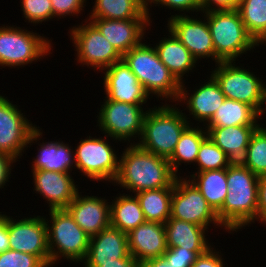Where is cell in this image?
I'll list each match as a JSON object with an SVG mask.
<instances>
[{
    "label": "cell",
    "mask_w": 266,
    "mask_h": 267,
    "mask_svg": "<svg viewBox=\"0 0 266 267\" xmlns=\"http://www.w3.org/2000/svg\"><path fill=\"white\" fill-rule=\"evenodd\" d=\"M154 4H161L162 6H166L168 8H172L174 11H201V2L200 0H155Z\"/></svg>",
    "instance_id": "obj_40"
},
{
    "label": "cell",
    "mask_w": 266,
    "mask_h": 267,
    "mask_svg": "<svg viewBox=\"0 0 266 267\" xmlns=\"http://www.w3.org/2000/svg\"><path fill=\"white\" fill-rule=\"evenodd\" d=\"M16 162L14 158L4 153H0V188L9 181L12 164Z\"/></svg>",
    "instance_id": "obj_44"
},
{
    "label": "cell",
    "mask_w": 266,
    "mask_h": 267,
    "mask_svg": "<svg viewBox=\"0 0 266 267\" xmlns=\"http://www.w3.org/2000/svg\"><path fill=\"white\" fill-rule=\"evenodd\" d=\"M189 180L200 191L212 209L217 212L228 192L227 169L195 172ZM197 177V178H196Z\"/></svg>",
    "instance_id": "obj_27"
},
{
    "label": "cell",
    "mask_w": 266,
    "mask_h": 267,
    "mask_svg": "<svg viewBox=\"0 0 266 267\" xmlns=\"http://www.w3.org/2000/svg\"><path fill=\"white\" fill-rule=\"evenodd\" d=\"M52 4L53 10V18L59 16L65 17L66 15L73 16L72 14L76 15L81 12L84 8V2L86 0H50Z\"/></svg>",
    "instance_id": "obj_39"
},
{
    "label": "cell",
    "mask_w": 266,
    "mask_h": 267,
    "mask_svg": "<svg viewBox=\"0 0 266 267\" xmlns=\"http://www.w3.org/2000/svg\"><path fill=\"white\" fill-rule=\"evenodd\" d=\"M186 178V179H185ZM175 179L171 199V216L208 229L210 223L224 227L217 213L187 177Z\"/></svg>",
    "instance_id": "obj_12"
},
{
    "label": "cell",
    "mask_w": 266,
    "mask_h": 267,
    "mask_svg": "<svg viewBox=\"0 0 266 267\" xmlns=\"http://www.w3.org/2000/svg\"><path fill=\"white\" fill-rule=\"evenodd\" d=\"M215 48V62L236 61L259 44L247 32L237 9L212 10L204 15Z\"/></svg>",
    "instance_id": "obj_5"
},
{
    "label": "cell",
    "mask_w": 266,
    "mask_h": 267,
    "mask_svg": "<svg viewBox=\"0 0 266 267\" xmlns=\"http://www.w3.org/2000/svg\"><path fill=\"white\" fill-rule=\"evenodd\" d=\"M167 248L183 247L189 251H207L209 246L205 237L207 228L179 220L169 218L164 224Z\"/></svg>",
    "instance_id": "obj_24"
},
{
    "label": "cell",
    "mask_w": 266,
    "mask_h": 267,
    "mask_svg": "<svg viewBox=\"0 0 266 267\" xmlns=\"http://www.w3.org/2000/svg\"><path fill=\"white\" fill-rule=\"evenodd\" d=\"M123 56L130 49L142 42L144 30L150 26V18H136L129 20L88 18ZM145 28V29H144Z\"/></svg>",
    "instance_id": "obj_17"
},
{
    "label": "cell",
    "mask_w": 266,
    "mask_h": 267,
    "mask_svg": "<svg viewBox=\"0 0 266 267\" xmlns=\"http://www.w3.org/2000/svg\"><path fill=\"white\" fill-rule=\"evenodd\" d=\"M103 70L106 99L129 104L147 102L149 95L123 59Z\"/></svg>",
    "instance_id": "obj_16"
},
{
    "label": "cell",
    "mask_w": 266,
    "mask_h": 267,
    "mask_svg": "<svg viewBox=\"0 0 266 267\" xmlns=\"http://www.w3.org/2000/svg\"><path fill=\"white\" fill-rule=\"evenodd\" d=\"M101 105L98 125L106 137L121 141H129L134 137H141L143 131L144 112L143 104H129L105 99ZM107 134V135H106Z\"/></svg>",
    "instance_id": "obj_11"
},
{
    "label": "cell",
    "mask_w": 266,
    "mask_h": 267,
    "mask_svg": "<svg viewBox=\"0 0 266 267\" xmlns=\"http://www.w3.org/2000/svg\"><path fill=\"white\" fill-rule=\"evenodd\" d=\"M35 191L47 199L49 210L66 209L78 193L70 173L32 171Z\"/></svg>",
    "instance_id": "obj_19"
},
{
    "label": "cell",
    "mask_w": 266,
    "mask_h": 267,
    "mask_svg": "<svg viewBox=\"0 0 266 267\" xmlns=\"http://www.w3.org/2000/svg\"><path fill=\"white\" fill-rule=\"evenodd\" d=\"M205 21V18L202 21L185 14H176L170 17L167 27L196 60L210 57L215 60V48Z\"/></svg>",
    "instance_id": "obj_15"
},
{
    "label": "cell",
    "mask_w": 266,
    "mask_h": 267,
    "mask_svg": "<svg viewBox=\"0 0 266 267\" xmlns=\"http://www.w3.org/2000/svg\"><path fill=\"white\" fill-rule=\"evenodd\" d=\"M184 83H181L180 95L177 101H186L189 113L196 121L207 124L217 109L226 99L216 80L210 76L208 82L200 86L191 96L187 93ZM188 94V95H187Z\"/></svg>",
    "instance_id": "obj_22"
},
{
    "label": "cell",
    "mask_w": 266,
    "mask_h": 267,
    "mask_svg": "<svg viewBox=\"0 0 266 267\" xmlns=\"http://www.w3.org/2000/svg\"><path fill=\"white\" fill-rule=\"evenodd\" d=\"M260 125L205 127L210 139L232 160L240 162L254 131Z\"/></svg>",
    "instance_id": "obj_23"
},
{
    "label": "cell",
    "mask_w": 266,
    "mask_h": 267,
    "mask_svg": "<svg viewBox=\"0 0 266 267\" xmlns=\"http://www.w3.org/2000/svg\"><path fill=\"white\" fill-rule=\"evenodd\" d=\"M23 15L31 23H42L53 18L50 0H20Z\"/></svg>",
    "instance_id": "obj_36"
},
{
    "label": "cell",
    "mask_w": 266,
    "mask_h": 267,
    "mask_svg": "<svg viewBox=\"0 0 266 267\" xmlns=\"http://www.w3.org/2000/svg\"><path fill=\"white\" fill-rule=\"evenodd\" d=\"M260 114L249 104L225 99L216 113L207 122V127L259 125Z\"/></svg>",
    "instance_id": "obj_28"
},
{
    "label": "cell",
    "mask_w": 266,
    "mask_h": 267,
    "mask_svg": "<svg viewBox=\"0 0 266 267\" xmlns=\"http://www.w3.org/2000/svg\"><path fill=\"white\" fill-rule=\"evenodd\" d=\"M45 219V217L37 216L15 221L12 217L7 216L9 248L33 254L47 267H51Z\"/></svg>",
    "instance_id": "obj_14"
},
{
    "label": "cell",
    "mask_w": 266,
    "mask_h": 267,
    "mask_svg": "<svg viewBox=\"0 0 266 267\" xmlns=\"http://www.w3.org/2000/svg\"><path fill=\"white\" fill-rule=\"evenodd\" d=\"M70 35L76 47L77 62L83 65H90L94 69L103 71L122 60V55L91 21L85 25L73 27Z\"/></svg>",
    "instance_id": "obj_13"
},
{
    "label": "cell",
    "mask_w": 266,
    "mask_h": 267,
    "mask_svg": "<svg viewBox=\"0 0 266 267\" xmlns=\"http://www.w3.org/2000/svg\"><path fill=\"white\" fill-rule=\"evenodd\" d=\"M236 9L254 40L261 45L266 43V0H242Z\"/></svg>",
    "instance_id": "obj_33"
},
{
    "label": "cell",
    "mask_w": 266,
    "mask_h": 267,
    "mask_svg": "<svg viewBox=\"0 0 266 267\" xmlns=\"http://www.w3.org/2000/svg\"><path fill=\"white\" fill-rule=\"evenodd\" d=\"M207 136V130L200 129L199 126L196 128L189 125L183 131L173 155L168 160L175 175L178 172L180 163H196L200 145Z\"/></svg>",
    "instance_id": "obj_32"
},
{
    "label": "cell",
    "mask_w": 266,
    "mask_h": 267,
    "mask_svg": "<svg viewBox=\"0 0 266 267\" xmlns=\"http://www.w3.org/2000/svg\"><path fill=\"white\" fill-rule=\"evenodd\" d=\"M122 59L148 95L178 100L181 83L161 62L154 47L141 43L125 53Z\"/></svg>",
    "instance_id": "obj_4"
},
{
    "label": "cell",
    "mask_w": 266,
    "mask_h": 267,
    "mask_svg": "<svg viewBox=\"0 0 266 267\" xmlns=\"http://www.w3.org/2000/svg\"><path fill=\"white\" fill-rule=\"evenodd\" d=\"M115 197L110 204V225L124 233H129L146 219L136 195H122Z\"/></svg>",
    "instance_id": "obj_29"
},
{
    "label": "cell",
    "mask_w": 266,
    "mask_h": 267,
    "mask_svg": "<svg viewBox=\"0 0 266 267\" xmlns=\"http://www.w3.org/2000/svg\"><path fill=\"white\" fill-rule=\"evenodd\" d=\"M173 188L144 190L136 193L146 221L165 224L171 216Z\"/></svg>",
    "instance_id": "obj_31"
},
{
    "label": "cell",
    "mask_w": 266,
    "mask_h": 267,
    "mask_svg": "<svg viewBox=\"0 0 266 267\" xmlns=\"http://www.w3.org/2000/svg\"><path fill=\"white\" fill-rule=\"evenodd\" d=\"M168 38L159 41L154 48L161 62L170 70L176 79L183 83V76L189 73L196 64V59L189 50L178 40V38L169 30Z\"/></svg>",
    "instance_id": "obj_25"
},
{
    "label": "cell",
    "mask_w": 266,
    "mask_h": 267,
    "mask_svg": "<svg viewBox=\"0 0 266 267\" xmlns=\"http://www.w3.org/2000/svg\"><path fill=\"white\" fill-rule=\"evenodd\" d=\"M146 267H175L172 264H168L162 257L152 258L143 262Z\"/></svg>",
    "instance_id": "obj_47"
},
{
    "label": "cell",
    "mask_w": 266,
    "mask_h": 267,
    "mask_svg": "<svg viewBox=\"0 0 266 267\" xmlns=\"http://www.w3.org/2000/svg\"><path fill=\"white\" fill-rule=\"evenodd\" d=\"M235 61H221L210 74L227 99L252 106L260 115L265 113L266 84L248 69L236 66ZM248 70V71H247ZM258 78V79H257Z\"/></svg>",
    "instance_id": "obj_7"
},
{
    "label": "cell",
    "mask_w": 266,
    "mask_h": 267,
    "mask_svg": "<svg viewBox=\"0 0 266 267\" xmlns=\"http://www.w3.org/2000/svg\"><path fill=\"white\" fill-rule=\"evenodd\" d=\"M258 180L241 162L227 168L228 192L216 212L226 231H236L257 220Z\"/></svg>",
    "instance_id": "obj_2"
},
{
    "label": "cell",
    "mask_w": 266,
    "mask_h": 267,
    "mask_svg": "<svg viewBox=\"0 0 266 267\" xmlns=\"http://www.w3.org/2000/svg\"><path fill=\"white\" fill-rule=\"evenodd\" d=\"M30 123L18 106L0 95V153L18 161L25 147L42 136L39 127Z\"/></svg>",
    "instance_id": "obj_9"
},
{
    "label": "cell",
    "mask_w": 266,
    "mask_h": 267,
    "mask_svg": "<svg viewBox=\"0 0 266 267\" xmlns=\"http://www.w3.org/2000/svg\"><path fill=\"white\" fill-rule=\"evenodd\" d=\"M200 2L201 12L203 11V13L212 10H233L237 8L232 0H200Z\"/></svg>",
    "instance_id": "obj_43"
},
{
    "label": "cell",
    "mask_w": 266,
    "mask_h": 267,
    "mask_svg": "<svg viewBox=\"0 0 266 267\" xmlns=\"http://www.w3.org/2000/svg\"><path fill=\"white\" fill-rule=\"evenodd\" d=\"M130 256L127 233L109 225L99 234L90 237L88 253L83 262L109 263Z\"/></svg>",
    "instance_id": "obj_21"
},
{
    "label": "cell",
    "mask_w": 266,
    "mask_h": 267,
    "mask_svg": "<svg viewBox=\"0 0 266 267\" xmlns=\"http://www.w3.org/2000/svg\"><path fill=\"white\" fill-rule=\"evenodd\" d=\"M50 40L19 27L0 26V65L23 66L50 53ZM49 52V53H48Z\"/></svg>",
    "instance_id": "obj_8"
},
{
    "label": "cell",
    "mask_w": 266,
    "mask_h": 267,
    "mask_svg": "<svg viewBox=\"0 0 266 267\" xmlns=\"http://www.w3.org/2000/svg\"><path fill=\"white\" fill-rule=\"evenodd\" d=\"M105 138L81 139L74 150L75 167L94 181L113 182L119 171V158Z\"/></svg>",
    "instance_id": "obj_10"
},
{
    "label": "cell",
    "mask_w": 266,
    "mask_h": 267,
    "mask_svg": "<svg viewBox=\"0 0 266 267\" xmlns=\"http://www.w3.org/2000/svg\"><path fill=\"white\" fill-rule=\"evenodd\" d=\"M149 15L139 0H95L89 18L129 20L150 18Z\"/></svg>",
    "instance_id": "obj_30"
},
{
    "label": "cell",
    "mask_w": 266,
    "mask_h": 267,
    "mask_svg": "<svg viewBox=\"0 0 266 267\" xmlns=\"http://www.w3.org/2000/svg\"><path fill=\"white\" fill-rule=\"evenodd\" d=\"M40 143L38 155L32 162V170H47L59 173H70L75 164L74 151L63 141ZM74 163V164H73ZM71 168V169H70Z\"/></svg>",
    "instance_id": "obj_26"
},
{
    "label": "cell",
    "mask_w": 266,
    "mask_h": 267,
    "mask_svg": "<svg viewBox=\"0 0 266 267\" xmlns=\"http://www.w3.org/2000/svg\"><path fill=\"white\" fill-rule=\"evenodd\" d=\"M140 262L133 256L126 259H116L109 263H84L85 267H138Z\"/></svg>",
    "instance_id": "obj_45"
},
{
    "label": "cell",
    "mask_w": 266,
    "mask_h": 267,
    "mask_svg": "<svg viewBox=\"0 0 266 267\" xmlns=\"http://www.w3.org/2000/svg\"><path fill=\"white\" fill-rule=\"evenodd\" d=\"M266 224V175L259 176L257 220Z\"/></svg>",
    "instance_id": "obj_42"
},
{
    "label": "cell",
    "mask_w": 266,
    "mask_h": 267,
    "mask_svg": "<svg viewBox=\"0 0 266 267\" xmlns=\"http://www.w3.org/2000/svg\"><path fill=\"white\" fill-rule=\"evenodd\" d=\"M216 250L210 247L205 253L199 255L191 267H224L223 260Z\"/></svg>",
    "instance_id": "obj_41"
},
{
    "label": "cell",
    "mask_w": 266,
    "mask_h": 267,
    "mask_svg": "<svg viewBox=\"0 0 266 267\" xmlns=\"http://www.w3.org/2000/svg\"><path fill=\"white\" fill-rule=\"evenodd\" d=\"M129 253L140 263L160 258L167 251L164 224L145 221L127 233Z\"/></svg>",
    "instance_id": "obj_20"
},
{
    "label": "cell",
    "mask_w": 266,
    "mask_h": 267,
    "mask_svg": "<svg viewBox=\"0 0 266 267\" xmlns=\"http://www.w3.org/2000/svg\"><path fill=\"white\" fill-rule=\"evenodd\" d=\"M196 163L198 172L227 169L232 160L207 136L201 143Z\"/></svg>",
    "instance_id": "obj_35"
},
{
    "label": "cell",
    "mask_w": 266,
    "mask_h": 267,
    "mask_svg": "<svg viewBox=\"0 0 266 267\" xmlns=\"http://www.w3.org/2000/svg\"><path fill=\"white\" fill-rule=\"evenodd\" d=\"M49 212V221L52 223L49 224L46 219V224L51 266L60 260L61 256L77 263L84 261L90 236L80 228L67 209H53Z\"/></svg>",
    "instance_id": "obj_6"
},
{
    "label": "cell",
    "mask_w": 266,
    "mask_h": 267,
    "mask_svg": "<svg viewBox=\"0 0 266 267\" xmlns=\"http://www.w3.org/2000/svg\"><path fill=\"white\" fill-rule=\"evenodd\" d=\"M152 109V110H151ZM147 111L143 131L136 144L142 149L169 160L183 131L191 124L182 110L162 105Z\"/></svg>",
    "instance_id": "obj_3"
},
{
    "label": "cell",
    "mask_w": 266,
    "mask_h": 267,
    "mask_svg": "<svg viewBox=\"0 0 266 267\" xmlns=\"http://www.w3.org/2000/svg\"><path fill=\"white\" fill-rule=\"evenodd\" d=\"M255 175H266V128L259 126L251 136L244 158L240 161Z\"/></svg>",
    "instance_id": "obj_34"
},
{
    "label": "cell",
    "mask_w": 266,
    "mask_h": 267,
    "mask_svg": "<svg viewBox=\"0 0 266 267\" xmlns=\"http://www.w3.org/2000/svg\"><path fill=\"white\" fill-rule=\"evenodd\" d=\"M138 267H146L143 263H140Z\"/></svg>",
    "instance_id": "obj_50"
},
{
    "label": "cell",
    "mask_w": 266,
    "mask_h": 267,
    "mask_svg": "<svg viewBox=\"0 0 266 267\" xmlns=\"http://www.w3.org/2000/svg\"><path fill=\"white\" fill-rule=\"evenodd\" d=\"M114 183L132 193L144 190L173 188L178 177L167 159L148 152L136 143L124 149Z\"/></svg>",
    "instance_id": "obj_1"
},
{
    "label": "cell",
    "mask_w": 266,
    "mask_h": 267,
    "mask_svg": "<svg viewBox=\"0 0 266 267\" xmlns=\"http://www.w3.org/2000/svg\"><path fill=\"white\" fill-rule=\"evenodd\" d=\"M139 1L147 8V10H149L148 9L149 2H150V4H152L155 0H139Z\"/></svg>",
    "instance_id": "obj_48"
},
{
    "label": "cell",
    "mask_w": 266,
    "mask_h": 267,
    "mask_svg": "<svg viewBox=\"0 0 266 267\" xmlns=\"http://www.w3.org/2000/svg\"><path fill=\"white\" fill-rule=\"evenodd\" d=\"M9 248V237L7 229V215L0 212V253L7 251Z\"/></svg>",
    "instance_id": "obj_46"
},
{
    "label": "cell",
    "mask_w": 266,
    "mask_h": 267,
    "mask_svg": "<svg viewBox=\"0 0 266 267\" xmlns=\"http://www.w3.org/2000/svg\"><path fill=\"white\" fill-rule=\"evenodd\" d=\"M0 267H47L37 256L8 249L0 253Z\"/></svg>",
    "instance_id": "obj_37"
},
{
    "label": "cell",
    "mask_w": 266,
    "mask_h": 267,
    "mask_svg": "<svg viewBox=\"0 0 266 267\" xmlns=\"http://www.w3.org/2000/svg\"><path fill=\"white\" fill-rule=\"evenodd\" d=\"M206 251H189L183 247L167 248L162 258L175 267H191L197 257Z\"/></svg>",
    "instance_id": "obj_38"
},
{
    "label": "cell",
    "mask_w": 266,
    "mask_h": 267,
    "mask_svg": "<svg viewBox=\"0 0 266 267\" xmlns=\"http://www.w3.org/2000/svg\"><path fill=\"white\" fill-rule=\"evenodd\" d=\"M236 5H238L242 0H232Z\"/></svg>",
    "instance_id": "obj_49"
},
{
    "label": "cell",
    "mask_w": 266,
    "mask_h": 267,
    "mask_svg": "<svg viewBox=\"0 0 266 267\" xmlns=\"http://www.w3.org/2000/svg\"><path fill=\"white\" fill-rule=\"evenodd\" d=\"M66 209L90 237L99 234L110 225V204L105 198L82 197L78 192Z\"/></svg>",
    "instance_id": "obj_18"
}]
</instances>
